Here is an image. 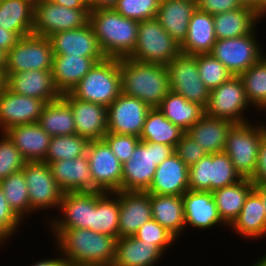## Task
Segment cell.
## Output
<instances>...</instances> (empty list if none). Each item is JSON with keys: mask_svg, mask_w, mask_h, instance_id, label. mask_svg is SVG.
Instances as JSON below:
<instances>
[{"mask_svg": "<svg viewBox=\"0 0 266 266\" xmlns=\"http://www.w3.org/2000/svg\"><path fill=\"white\" fill-rule=\"evenodd\" d=\"M68 266H113L117 238L90 229H47Z\"/></svg>", "mask_w": 266, "mask_h": 266, "instance_id": "6da1fadb", "label": "cell"}, {"mask_svg": "<svg viewBox=\"0 0 266 266\" xmlns=\"http://www.w3.org/2000/svg\"><path fill=\"white\" fill-rule=\"evenodd\" d=\"M122 93L136 97L151 108L158 107L171 91L166 65L119 59Z\"/></svg>", "mask_w": 266, "mask_h": 266, "instance_id": "7a4b0ae2", "label": "cell"}, {"mask_svg": "<svg viewBox=\"0 0 266 266\" xmlns=\"http://www.w3.org/2000/svg\"><path fill=\"white\" fill-rule=\"evenodd\" d=\"M89 24L107 58L129 57L134 51L139 21L108 8L90 10Z\"/></svg>", "mask_w": 266, "mask_h": 266, "instance_id": "3957f363", "label": "cell"}, {"mask_svg": "<svg viewBox=\"0 0 266 266\" xmlns=\"http://www.w3.org/2000/svg\"><path fill=\"white\" fill-rule=\"evenodd\" d=\"M266 135V121L235 123L230 129L223 152L231 159L242 178L251 179L257 167L258 148Z\"/></svg>", "mask_w": 266, "mask_h": 266, "instance_id": "277c9868", "label": "cell"}, {"mask_svg": "<svg viewBox=\"0 0 266 266\" xmlns=\"http://www.w3.org/2000/svg\"><path fill=\"white\" fill-rule=\"evenodd\" d=\"M119 59L106 58L96 63L70 94L77 99L108 107L121 93Z\"/></svg>", "mask_w": 266, "mask_h": 266, "instance_id": "5b68a950", "label": "cell"}, {"mask_svg": "<svg viewBox=\"0 0 266 266\" xmlns=\"http://www.w3.org/2000/svg\"><path fill=\"white\" fill-rule=\"evenodd\" d=\"M174 153V147L141 140L131 158L122 165L121 191L146 192L156 168Z\"/></svg>", "mask_w": 266, "mask_h": 266, "instance_id": "8992f818", "label": "cell"}, {"mask_svg": "<svg viewBox=\"0 0 266 266\" xmlns=\"http://www.w3.org/2000/svg\"><path fill=\"white\" fill-rule=\"evenodd\" d=\"M137 34L135 49L129 56L132 60L167 65L181 53L180 46L157 18L139 21Z\"/></svg>", "mask_w": 266, "mask_h": 266, "instance_id": "52a82bcc", "label": "cell"}, {"mask_svg": "<svg viewBox=\"0 0 266 266\" xmlns=\"http://www.w3.org/2000/svg\"><path fill=\"white\" fill-rule=\"evenodd\" d=\"M256 27L250 34L235 38L217 39L211 54L219 60L233 76H240L265 54L264 44L259 41ZM263 47H262V46Z\"/></svg>", "mask_w": 266, "mask_h": 266, "instance_id": "ba28073f", "label": "cell"}, {"mask_svg": "<svg viewBox=\"0 0 266 266\" xmlns=\"http://www.w3.org/2000/svg\"><path fill=\"white\" fill-rule=\"evenodd\" d=\"M242 179L224 152L208 154L189 167L188 183L191 191L213 192Z\"/></svg>", "mask_w": 266, "mask_h": 266, "instance_id": "9c48e42d", "label": "cell"}, {"mask_svg": "<svg viewBox=\"0 0 266 266\" xmlns=\"http://www.w3.org/2000/svg\"><path fill=\"white\" fill-rule=\"evenodd\" d=\"M251 109L254 108L247 99L241 77L231 76L225 83L210 91L205 114L234 123H246L251 121L250 117H246V112Z\"/></svg>", "mask_w": 266, "mask_h": 266, "instance_id": "30bf717a", "label": "cell"}, {"mask_svg": "<svg viewBox=\"0 0 266 266\" xmlns=\"http://www.w3.org/2000/svg\"><path fill=\"white\" fill-rule=\"evenodd\" d=\"M53 58L48 37L35 34L24 36L6 53V76L30 70H52Z\"/></svg>", "mask_w": 266, "mask_h": 266, "instance_id": "8fae6325", "label": "cell"}, {"mask_svg": "<svg viewBox=\"0 0 266 266\" xmlns=\"http://www.w3.org/2000/svg\"><path fill=\"white\" fill-rule=\"evenodd\" d=\"M22 170L26 178L33 215L37 212L43 213V210L45 212L54 210L55 215L58 214L64 192L56 183L49 164L43 161L26 162Z\"/></svg>", "mask_w": 266, "mask_h": 266, "instance_id": "7c38bea8", "label": "cell"}, {"mask_svg": "<svg viewBox=\"0 0 266 266\" xmlns=\"http://www.w3.org/2000/svg\"><path fill=\"white\" fill-rule=\"evenodd\" d=\"M89 15L90 9H72L47 0H34L33 34L49 37L81 28L89 23Z\"/></svg>", "mask_w": 266, "mask_h": 266, "instance_id": "4fadbf2b", "label": "cell"}, {"mask_svg": "<svg viewBox=\"0 0 266 266\" xmlns=\"http://www.w3.org/2000/svg\"><path fill=\"white\" fill-rule=\"evenodd\" d=\"M166 67L171 91L205 108L208 104L210 90L199 76L197 55L180 53Z\"/></svg>", "mask_w": 266, "mask_h": 266, "instance_id": "5bb4252c", "label": "cell"}, {"mask_svg": "<svg viewBox=\"0 0 266 266\" xmlns=\"http://www.w3.org/2000/svg\"><path fill=\"white\" fill-rule=\"evenodd\" d=\"M86 156L94 180V192L121 191L122 163L104 139L90 141Z\"/></svg>", "mask_w": 266, "mask_h": 266, "instance_id": "9a60e30c", "label": "cell"}, {"mask_svg": "<svg viewBox=\"0 0 266 266\" xmlns=\"http://www.w3.org/2000/svg\"><path fill=\"white\" fill-rule=\"evenodd\" d=\"M150 109L142 100L121 93L107 107V132L140 137Z\"/></svg>", "mask_w": 266, "mask_h": 266, "instance_id": "2e32d148", "label": "cell"}, {"mask_svg": "<svg viewBox=\"0 0 266 266\" xmlns=\"http://www.w3.org/2000/svg\"><path fill=\"white\" fill-rule=\"evenodd\" d=\"M59 214L44 215L46 229H90L93 218V192H65ZM49 226V227H48Z\"/></svg>", "mask_w": 266, "mask_h": 266, "instance_id": "e0dca14e", "label": "cell"}, {"mask_svg": "<svg viewBox=\"0 0 266 266\" xmlns=\"http://www.w3.org/2000/svg\"><path fill=\"white\" fill-rule=\"evenodd\" d=\"M185 232L189 228L197 230H212L219 228H229L219 215L212 192L187 190L183 195ZM188 228V229H187ZM188 230V231H187Z\"/></svg>", "mask_w": 266, "mask_h": 266, "instance_id": "ac0fdd59", "label": "cell"}, {"mask_svg": "<svg viewBox=\"0 0 266 266\" xmlns=\"http://www.w3.org/2000/svg\"><path fill=\"white\" fill-rule=\"evenodd\" d=\"M45 104L41 99L16 94L6 88L0 94V132L37 122Z\"/></svg>", "mask_w": 266, "mask_h": 266, "instance_id": "d6986e66", "label": "cell"}, {"mask_svg": "<svg viewBox=\"0 0 266 266\" xmlns=\"http://www.w3.org/2000/svg\"><path fill=\"white\" fill-rule=\"evenodd\" d=\"M54 55H74L88 58H107L91 25L57 32L48 37Z\"/></svg>", "mask_w": 266, "mask_h": 266, "instance_id": "ffe728a7", "label": "cell"}, {"mask_svg": "<svg viewBox=\"0 0 266 266\" xmlns=\"http://www.w3.org/2000/svg\"><path fill=\"white\" fill-rule=\"evenodd\" d=\"M61 97L71 107L76 134L89 141L103 139L107 133V107L74 98L70 93Z\"/></svg>", "mask_w": 266, "mask_h": 266, "instance_id": "44dd1931", "label": "cell"}, {"mask_svg": "<svg viewBox=\"0 0 266 266\" xmlns=\"http://www.w3.org/2000/svg\"><path fill=\"white\" fill-rule=\"evenodd\" d=\"M120 237L134 236L137 230L152 219L150 193L142 191H119Z\"/></svg>", "mask_w": 266, "mask_h": 266, "instance_id": "7402d4cb", "label": "cell"}, {"mask_svg": "<svg viewBox=\"0 0 266 266\" xmlns=\"http://www.w3.org/2000/svg\"><path fill=\"white\" fill-rule=\"evenodd\" d=\"M7 88L13 93L41 99L45 103L62 96L55 87L51 70L12 73L7 77Z\"/></svg>", "mask_w": 266, "mask_h": 266, "instance_id": "603a6c76", "label": "cell"}, {"mask_svg": "<svg viewBox=\"0 0 266 266\" xmlns=\"http://www.w3.org/2000/svg\"><path fill=\"white\" fill-rule=\"evenodd\" d=\"M52 175L65 192H94V180L85 155L70 159L55 161L49 164Z\"/></svg>", "mask_w": 266, "mask_h": 266, "instance_id": "cb8c5ba5", "label": "cell"}, {"mask_svg": "<svg viewBox=\"0 0 266 266\" xmlns=\"http://www.w3.org/2000/svg\"><path fill=\"white\" fill-rule=\"evenodd\" d=\"M189 167L173 153L156 168L147 193L182 196L189 190Z\"/></svg>", "mask_w": 266, "mask_h": 266, "instance_id": "d4e9b609", "label": "cell"}, {"mask_svg": "<svg viewBox=\"0 0 266 266\" xmlns=\"http://www.w3.org/2000/svg\"><path fill=\"white\" fill-rule=\"evenodd\" d=\"M105 59L74 55H54L51 71L55 87L61 95L70 93L96 63Z\"/></svg>", "mask_w": 266, "mask_h": 266, "instance_id": "484cf974", "label": "cell"}, {"mask_svg": "<svg viewBox=\"0 0 266 266\" xmlns=\"http://www.w3.org/2000/svg\"><path fill=\"white\" fill-rule=\"evenodd\" d=\"M235 233L234 235H240V238L244 240H255L266 237V211L262 204L261 197L252 190L240 211L237 219L232 223L228 230Z\"/></svg>", "mask_w": 266, "mask_h": 266, "instance_id": "4316f807", "label": "cell"}, {"mask_svg": "<svg viewBox=\"0 0 266 266\" xmlns=\"http://www.w3.org/2000/svg\"><path fill=\"white\" fill-rule=\"evenodd\" d=\"M5 133L27 162L45 160L51 136L37 122L14 126Z\"/></svg>", "mask_w": 266, "mask_h": 266, "instance_id": "83f0119b", "label": "cell"}, {"mask_svg": "<svg viewBox=\"0 0 266 266\" xmlns=\"http://www.w3.org/2000/svg\"><path fill=\"white\" fill-rule=\"evenodd\" d=\"M196 9V1L161 0L156 18L165 31L181 46L187 37L189 21Z\"/></svg>", "mask_w": 266, "mask_h": 266, "instance_id": "f1b7e54d", "label": "cell"}, {"mask_svg": "<svg viewBox=\"0 0 266 266\" xmlns=\"http://www.w3.org/2000/svg\"><path fill=\"white\" fill-rule=\"evenodd\" d=\"M165 253L155 244L131 237H120L116 242L113 266H157ZM157 264V265H156Z\"/></svg>", "mask_w": 266, "mask_h": 266, "instance_id": "f546056e", "label": "cell"}, {"mask_svg": "<svg viewBox=\"0 0 266 266\" xmlns=\"http://www.w3.org/2000/svg\"><path fill=\"white\" fill-rule=\"evenodd\" d=\"M217 41L213 15L196 9L189 21L188 33L180 46V51L187 55L211 53Z\"/></svg>", "mask_w": 266, "mask_h": 266, "instance_id": "4dcf8cb0", "label": "cell"}, {"mask_svg": "<svg viewBox=\"0 0 266 266\" xmlns=\"http://www.w3.org/2000/svg\"><path fill=\"white\" fill-rule=\"evenodd\" d=\"M213 20L217 39L250 34L257 26H260L259 23L265 22L253 7L247 5L233 11L213 15Z\"/></svg>", "mask_w": 266, "mask_h": 266, "instance_id": "1f68e13d", "label": "cell"}, {"mask_svg": "<svg viewBox=\"0 0 266 266\" xmlns=\"http://www.w3.org/2000/svg\"><path fill=\"white\" fill-rule=\"evenodd\" d=\"M235 123L204 114L186 133L200 144L208 154L221 153L226 145L227 135Z\"/></svg>", "mask_w": 266, "mask_h": 266, "instance_id": "d6a6232c", "label": "cell"}, {"mask_svg": "<svg viewBox=\"0 0 266 266\" xmlns=\"http://www.w3.org/2000/svg\"><path fill=\"white\" fill-rule=\"evenodd\" d=\"M152 219L171 232L178 240L185 233L182 196L150 193Z\"/></svg>", "mask_w": 266, "mask_h": 266, "instance_id": "836d02e7", "label": "cell"}, {"mask_svg": "<svg viewBox=\"0 0 266 266\" xmlns=\"http://www.w3.org/2000/svg\"><path fill=\"white\" fill-rule=\"evenodd\" d=\"M119 191L93 192V218L90 230L118 239Z\"/></svg>", "mask_w": 266, "mask_h": 266, "instance_id": "e575fe53", "label": "cell"}, {"mask_svg": "<svg viewBox=\"0 0 266 266\" xmlns=\"http://www.w3.org/2000/svg\"><path fill=\"white\" fill-rule=\"evenodd\" d=\"M0 27L19 38L33 34L34 0H1Z\"/></svg>", "mask_w": 266, "mask_h": 266, "instance_id": "d590c367", "label": "cell"}, {"mask_svg": "<svg viewBox=\"0 0 266 266\" xmlns=\"http://www.w3.org/2000/svg\"><path fill=\"white\" fill-rule=\"evenodd\" d=\"M253 189L252 181L248 178H243L236 184L212 192L219 215L228 227L239 216L246 197Z\"/></svg>", "mask_w": 266, "mask_h": 266, "instance_id": "8d00e7d4", "label": "cell"}, {"mask_svg": "<svg viewBox=\"0 0 266 266\" xmlns=\"http://www.w3.org/2000/svg\"><path fill=\"white\" fill-rule=\"evenodd\" d=\"M158 108L169 121L185 132L205 114L203 106L189 102L173 91L163 98Z\"/></svg>", "mask_w": 266, "mask_h": 266, "instance_id": "74e56055", "label": "cell"}, {"mask_svg": "<svg viewBox=\"0 0 266 266\" xmlns=\"http://www.w3.org/2000/svg\"><path fill=\"white\" fill-rule=\"evenodd\" d=\"M37 123L51 137L76 134L73 112L62 97L44 105Z\"/></svg>", "mask_w": 266, "mask_h": 266, "instance_id": "f35d334b", "label": "cell"}, {"mask_svg": "<svg viewBox=\"0 0 266 266\" xmlns=\"http://www.w3.org/2000/svg\"><path fill=\"white\" fill-rule=\"evenodd\" d=\"M184 133L185 131L174 125L158 107H155L149 110L139 138L150 143L166 144L175 148Z\"/></svg>", "mask_w": 266, "mask_h": 266, "instance_id": "ab89813d", "label": "cell"}, {"mask_svg": "<svg viewBox=\"0 0 266 266\" xmlns=\"http://www.w3.org/2000/svg\"><path fill=\"white\" fill-rule=\"evenodd\" d=\"M9 207L24 222L32 218L28 187L23 170L15 172L0 182Z\"/></svg>", "mask_w": 266, "mask_h": 266, "instance_id": "60d3db41", "label": "cell"}, {"mask_svg": "<svg viewBox=\"0 0 266 266\" xmlns=\"http://www.w3.org/2000/svg\"><path fill=\"white\" fill-rule=\"evenodd\" d=\"M246 96L258 113H266V54L240 75Z\"/></svg>", "mask_w": 266, "mask_h": 266, "instance_id": "b9f144b4", "label": "cell"}, {"mask_svg": "<svg viewBox=\"0 0 266 266\" xmlns=\"http://www.w3.org/2000/svg\"><path fill=\"white\" fill-rule=\"evenodd\" d=\"M89 142L87 138L77 134L52 136L43 162L50 164L81 157L86 154Z\"/></svg>", "mask_w": 266, "mask_h": 266, "instance_id": "7bdbcfd3", "label": "cell"}, {"mask_svg": "<svg viewBox=\"0 0 266 266\" xmlns=\"http://www.w3.org/2000/svg\"><path fill=\"white\" fill-rule=\"evenodd\" d=\"M197 67L202 82L210 91L219 87L233 76L211 53L198 54Z\"/></svg>", "mask_w": 266, "mask_h": 266, "instance_id": "ee69618b", "label": "cell"}, {"mask_svg": "<svg viewBox=\"0 0 266 266\" xmlns=\"http://www.w3.org/2000/svg\"><path fill=\"white\" fill-rule=\"evenodd\" d=\"M161 0H118L113 9L125 18L143 21L157 17Z\"/></svg>", "mask_w": 266, "mask_h": 266, "instance_id": "f6af8a7d", "label": "cell"}, {"mask_svg": "<svg viewBox=\"0 0 266 266\" xmlns=\"http://www.w3.org/2000/svg\"><path fill=\"white\" fill-rule=\"evenodd\" d=\"M26 162L6 133L0 132V182L21 171Z\"/></svg>", "mask_w": 266, "mask_h": 266, "instance_id": "bcb514c9", "label": "cell"}, {"mask_svg": "<svg viewBox=\"0 0 266 266\" xmlns=\"http://www.w3.org/2000/svg\"><path fill=\"white\" fill-rule=\"evenodd\" d=\"M134 237L143 242L157 245L164 253L179 241L171 232L151 219L140 227Z\"/></svg>", "mask_w": 266, "mask_h": 266, "instance_id": "7dc6e473", "label": "cell"}, {"mask_svg": "<svg viewBox=\"0 0 266 266\" xmlns=\"http://www.w3.org/2000/svg\"><path fill=\"white\" fill-rule=\"evenodd\" d=\"M23 223L26 224L9 207L0 186V249H2V247H6L4 244L9 241L11 242L18 231L20 234L19 228H22L20 226H22Z\"/></svg>", "mask_w": 266, "mask_h": 266, "instance_id": "c3c4849f", "label": "cell"}, {"mask_svg": "<svg viewBox=\"0 0 266 266\" xmlns=\"http://www.w3.org/2000/svg\"><path fill=\"white\" fill-rule=\"evenodd\" d=\"M103 139L107 142L112 152L122 164L131 158L136 146L141 141L139 137L134 135L111 132H107Z\"/></svg>", "mask_w": 266, "mask_h": 266, "instance_id": "681fc988", "label": "cell"}, {"mask_svg": "<svg viewBox=\"0 0 266 266\" xmlns=\"http://www.w3.org/2000/svg\"><path fill=\"white\" fill-rule=\"evenodd\" d=\"M174 153L188 166L196 164L201 158L208 155L206 150L186 132L174 148Z\"/></svg>", "mask_w": 266, "mask_h": 266, "instance_id": "f907efd6", "label": "cell"}, {"mask_svg": "<svg viewBox=\"0 0 266 266\" xmlns=\"http://www.w3.org/2000/svg\"><path fill=\"white\" fill-rule=\"evenodd\" d=\"M197 9L211 15L233 11L243 6L240 0H197Z\"/></svg>", "mask_w": 266, "mask_h": 266, "instance_id": "816d5d0a", "label": "cell"}, {"mask_svg": "<svg viewBox=\"0 0 266 266\" xmlns=\"http://www.w3.org/2000/svg\"><path fill=\"white\" fill-rule=\"evenodd\" d=\"M250 180L254 186H266V135L260 142L257 156V167Z\"/></svg>", "mask_w": 266, "mask_h": 266, "instance_id": "f5cc1de1", "label": "cell"}, {"mask_svg": "<svg viewBox=\"0 0 266 266\" xmlns=\"http://www.w3.org/2000/svg\"><path fill=\"white\" fill-rule=\"evenodd\" d=\"M20 38L11 31H7L0 27V49L7 53Z\"/></svg>", "mask_w": 266, "mask_h": 266, "instance_id": "db71d44e", "label": "cell"}, {"mask_svg": "<svg viewBox=\"0 0 266 266\" xmlns=\"http://www.w3.org/2000/svg\"><path fill=\"white\" fill-rule=\"evenodd\" d=\"M53 249H56L54 251H56L54 254L55 256L52 258L46 257L43 259H39L38 261H34L33 263H31L30 266H68L66 260L64 259V257L61 255L60 251L55 247Z\"/></svg>", "mask_w": 266, "mask_h": 266, "instance_id": "11a10c76", "label": "cell"}, {"mask_svg": "<svg viewBox=\"0 0 266 266\" xmlns=\"http://www.w3.org/2000/svg\"><path fill=\"white\" fill-rule=\"evenodd\" d=\"M72 9H89L88 0H47Z\"/></svg>", "mask_w": 266, "mask_h": 266, "instance_id": "9f6ffc18", "label": "cell"}, {"mask_svg": "<svg viewBox=\"0 0 266 266\" xmlns=\"http://www.w3.org/2000/svg\"><path fill=\"white\" fill-rule=\"evenodd\" d=\"M118 0H88L89 9H108L113 8Z\"/></svg>", "mask_w": 266, "mask_h": 266, "instance_id": "6f0895ef", "label": "cell"}, {"mask_svg": "<svg viewBox=\"0 0 266 266\" xmlns=\"http://www.w3.org/2000/svg\"><path fill=\"white\" fill-rule=\"evenodd\" d=\"M262 199V204L266 211V186H254L253 189Z\"/></svg>", "mask_w": 266, "mask_h": 266, "instance_id": "680465c9", "label": "cell"}, {"mask_svg": "<svg viewBox=\"0 0 266 266\" xmlns=\"http://www.w3.org/2000/svg\"><path fill=\"white\" fill-rule=\"evenodd\" d=\"M7 88V76L4 69H0V94Z\"/></svg>", "mask_w": 266, "mask_h": 266, "instance_id": "91938a15", "label": "cell"}, {"mask_svg": "<svg viewBox=\"0 0 266 266\" xmlns=\"http://www.w3.org/2000/svg\"><path fill=\"white\" fill-rule=\"evenodd\" d=\"M258 15L265 20L266 17V0H258Z\"/></svg>", "mask_w": 266, "mask_h": 266, "instance_id": "94428289", "label": "cell"}, {"mask_svg": "<svg viewBox=\"0 0 266 266\" xmlns=\"http://www.w3.org/2000/svg\"><path fill=\"white\" fill-rule=\"evenodd\" d=\"M251 266H266V253L259 255V257L251 263Z\"/></svg>", "mask_w": 266, "mask_h": 266, "instance_id": "6125c7cd", "label": "cell"}, {"mask_svg": "<svg viewBox=\"0 0 266 266\" xmlns=\"http://www.w3.org/2000/svg\"><path fill=\"white\" fill-rule=\"evenodd\" d=\"M243 5L251 6L255 9L258 14V0H240Z\"/></svg>", "mask_w": 266, "mask_h": 266, "instance_id": "be15d7a7", "label": "cell"}, {"mask_svg": "<svg viewBox=\"0 0 266 266\" xmlns=\"http://www.w3.org/2000/svg\"><path fill=\"white\" fill-rule=\"evenodd\" d=\"M6 66V53L0 49V69L5 70Z\"/></svg>", "mask_w": 266, "mask_h": 266, "instance_id": "e7e4bbea", "label": "cell"}]
</instances>
